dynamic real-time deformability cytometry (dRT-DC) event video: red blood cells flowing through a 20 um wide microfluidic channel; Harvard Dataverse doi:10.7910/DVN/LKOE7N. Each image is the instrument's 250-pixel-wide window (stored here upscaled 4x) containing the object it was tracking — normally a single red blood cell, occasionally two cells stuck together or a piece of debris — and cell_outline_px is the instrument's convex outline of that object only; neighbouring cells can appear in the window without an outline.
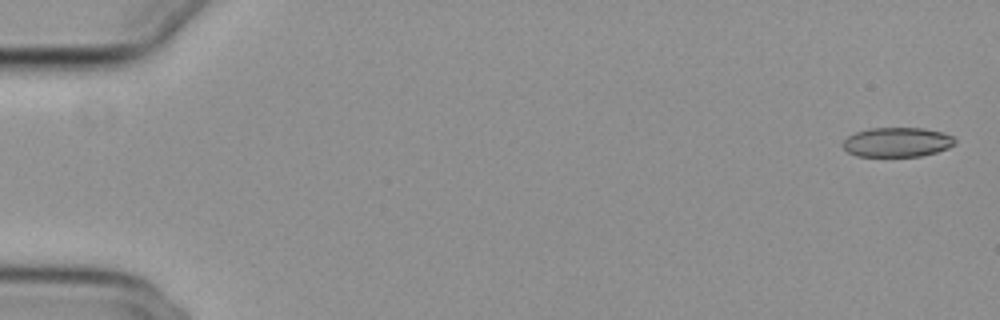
{"species": "common noctule bat (a hibernating species)", "species_latin": "Nyctalus noctula", "temperature_condition": "cold", "stored_images_in_passage": 11, "camera_frame_rate_fps": 3000, "um_per_image_px": 0.085, "animal": {"sex": "female", "body_mass_g": 29.2, "forearm_length_mm": 56.3}, "frame": {"image": 1, "passage_image": 2, "time_ms": 0.333, "image_size_px": [1000, 320], "cell_outline_px": [[956, 144], [948, 148], [936, 152], [920, 156], [856, 156], [848, 152], [840, 144], [848, 136], [856, 132], [868, 128], [924, 128], [940, 132], [952, 136], [956, 140]], "centroid_in_image_um": [76.24, 12.08], "position_along_channel_um": 8.8, "area_um2": 19.31}}